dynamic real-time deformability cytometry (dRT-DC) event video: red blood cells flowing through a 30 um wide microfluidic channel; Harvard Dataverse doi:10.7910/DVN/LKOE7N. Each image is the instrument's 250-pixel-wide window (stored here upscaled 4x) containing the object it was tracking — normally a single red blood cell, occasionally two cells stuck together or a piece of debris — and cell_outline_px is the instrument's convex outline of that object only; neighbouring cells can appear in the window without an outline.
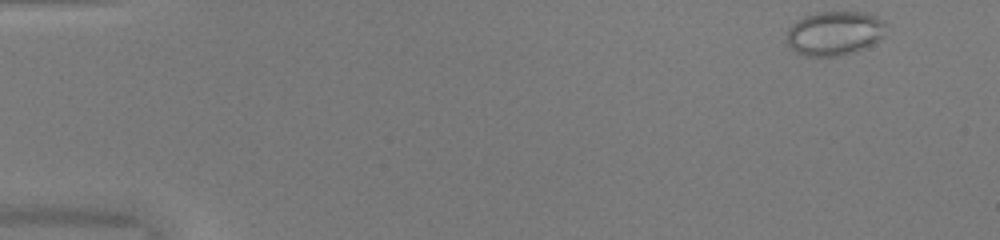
{"species": "common noctule bat (a hibernating species)", "species_latin": "Nyctalus noctula", "temperature_condition": "warm", "stored_images_in_passage": 48, "camera_frame_rate_fps": 3000, "um_per_image_px": 0.085, "animal": {"sex": "female", "body_mass_g": 20.0, "forearm_length_mm": 54.0}, "frame": {"image": 1, "passage_image": 1, "time_ms": 0.0, "image_size_px": [1000, 240], "cell_outline_px": [[888, 24], [884, 36], [872, 44], [852, 52], [840, 56], [804, 56], [796, 52], [788, 44], [788, 28], [796, 20], [804, 16], [816, 12], [868, 12], [884, 20]], "centroid_in_image_um": [70.97, 2.81], "position_along_channel_um": 14.0, "area_um2": 25.78}}
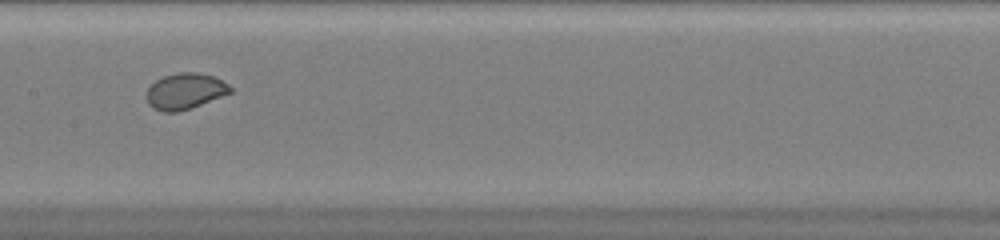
{"frame": {"image": 2, "passage_image": 24, "time_ms": 7.667, "image_size_px": [1000, 240], "cell_outline_px": [[232, 92], [192, 108], [176, 112], [164, 112], [152, 108], [148, 104], [144, 96], [148, 88], [156, 80], [164, 76], [180, 72], [196, 72], [212, 76], [228, 84], [232, 88]], "centroid_in_image_um": [15.69, 7.77], "position_along_channel_um": 191.7, "area_um2": 17.63}}
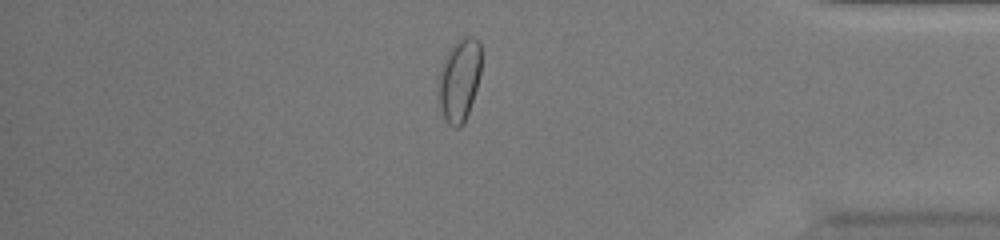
{"frame": {"image": 3, "passage_image": 41, "time_ms": 13.333, "image_size_px": [1000, 240], "cell_outline_px": [[480, 72], [476, 88], [464, 124], [460, 128], [456, 128], [448, 124], [444, 120], [436, 96], [440, 68], [444, 56], [452, 44], [456, 40], [464, 36], [472, 36], [480, 44]], "centroid_in_image_um": [38.99, 6.81], "position_along_channel_um": 396.2, "area_um2": 21.04}, "authors_computed_cell_mechanics": {"area_um2": 19.9988, "velocity_mm_per_s": 4.0745, "shape_relaxation_time_tau1_ms": 3.2325, "shape_relaxation_time_tau2_ms": null, "deformation_change_tau1": 0.0699, "deformation_change_tau2": null}}